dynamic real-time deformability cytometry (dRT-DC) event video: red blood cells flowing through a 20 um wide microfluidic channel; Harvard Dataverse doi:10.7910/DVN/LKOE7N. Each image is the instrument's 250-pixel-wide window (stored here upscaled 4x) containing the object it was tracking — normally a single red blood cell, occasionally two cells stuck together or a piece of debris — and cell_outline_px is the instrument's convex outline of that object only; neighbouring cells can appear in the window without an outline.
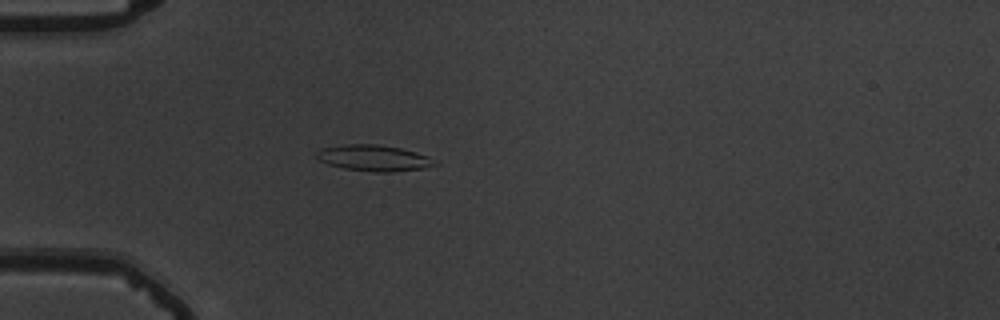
{"species": "common noctule bat (a hibernating species)", "species_latin": "Nyctalus noctula", "temperature_condition": "warm", "stored_images_in_passage": 40, "camera_frame_rate_fps": 3000, "um_per_image_px": 0.085, "animal": {"sex": "male", "body_mass_g": 19.5, "forearm_length_mm": 54.6}, "frame": {"image": 1, "passage_image": 2, "time_ms": 0.333, "image_size_px": [1000, 320], "cell_outline_px": [[440, 164], [424, 168], [392, 172], [372, 172], [344, 168], [328, 164], [320, 160], [316, 156], [316, 152], [320, 148], [344, 144], [376, 144], [400, 148], [416, 152], [428, 156]], "centroid_in_image_um": [31.78, 13.43], "position_along_channel_um": 53.2, "area_um2": 18.03}}
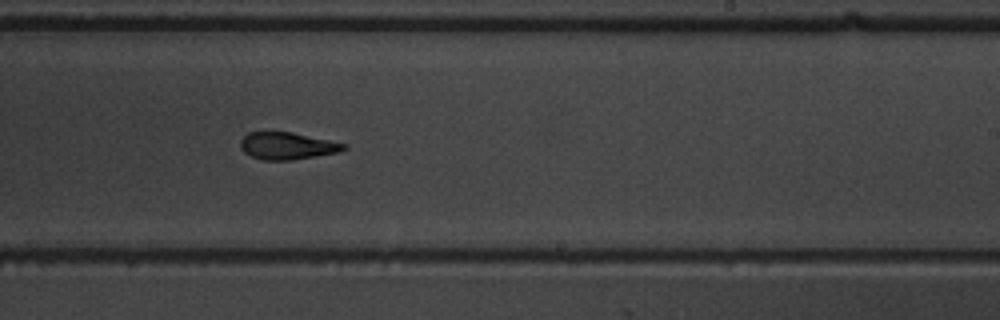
{"frame": {"image": 2, "passage_image": 20, "time_ms": 6.333, "image_size_px": [1000, 320], "cell_outline_px": [[348, 148], [340, 152], [292, 160], [264, 160], [252, 156], [244, 152], [240, 148], [240, 140], [248, 132], [292, 132], [348, 144]], "centroid_in_image_um": [24.44, 12.4], "position_along_channel_um": 264.6, "area_um2": 16.42}}
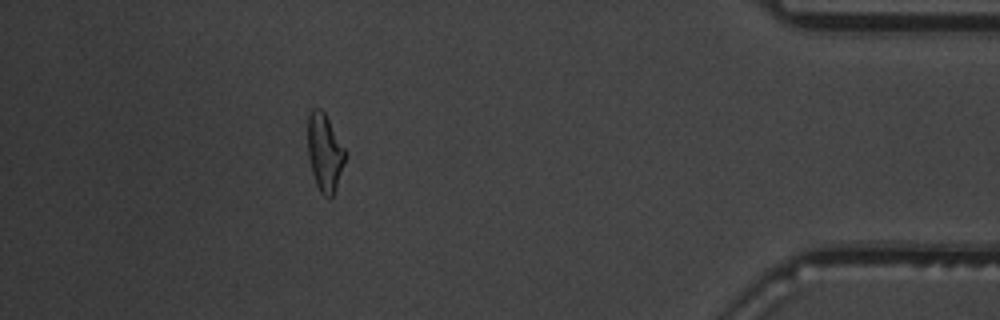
{"frame": {"image": 3, "passage_image": 35, "time_ms": 11.333, "image_size_px": [1000, 320], "cell_outline_px": [[348, 152], [336, 188], [332, 196], [324, 196], [320, 192], [316, 184], [312, 172], [308, 156], [308, 116], [312, 108], [320, 108], [324, 112]], "centroid_in_image_um": [27.61, 12.94], "position_along_channel_um": 407.6, "area_um2": 16.99}, "authors_computed_cell_mechanics": {"area_um2": 17.2533, "velocity_mm_per_s": 3.7436, "shape_relaxation_time_tau1_ms": 8.0888, "shape_relaxation_time_tau2_ms": 2.7758, "deformation_change_tau1": 0.2397, "deformation_change_tau2": 0.0932}}